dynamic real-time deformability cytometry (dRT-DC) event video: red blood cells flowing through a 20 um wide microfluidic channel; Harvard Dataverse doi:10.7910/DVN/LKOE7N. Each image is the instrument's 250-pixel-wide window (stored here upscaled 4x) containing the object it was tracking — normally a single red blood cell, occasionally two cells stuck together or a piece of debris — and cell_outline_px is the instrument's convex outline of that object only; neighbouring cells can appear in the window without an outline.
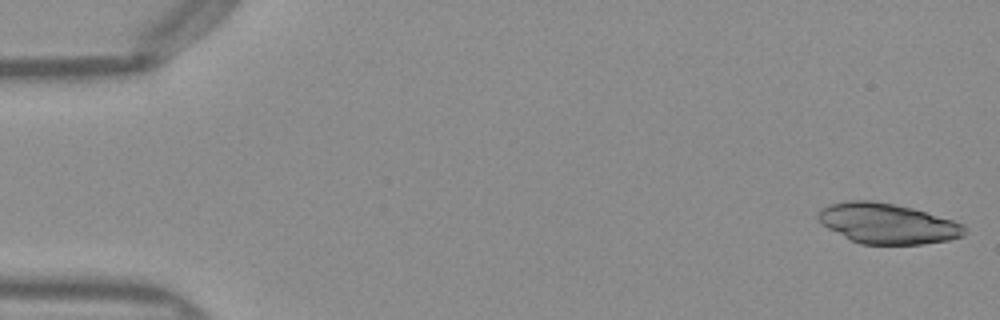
{"species": "Egyptian fruit bat (a non-hibernating species)", "species_latin": "Rousettus aegyptiacus", "temperature_condition": "warm", "stored_images_in_passage": 49, "camera_frame_rate_fps": 3000, "um_per_image_px": 0.085, "frame": {"image": 1, "passage_image": 1, "time_ms": 0.0, "image_size_px": [1000, 320], "cell_outline_px": [[964, 236], [948, 240], [924, 244], [860, 244], [828, 228], [816, 216], [820, 208], [828, 204], [852, 200], [872, 200], [912, 208], [952, 220], [964, 224]], "centroid_in_image_um": [75.42, 18.99], "position_along_channel_um": 9.6, "area_um2": 34.1}}